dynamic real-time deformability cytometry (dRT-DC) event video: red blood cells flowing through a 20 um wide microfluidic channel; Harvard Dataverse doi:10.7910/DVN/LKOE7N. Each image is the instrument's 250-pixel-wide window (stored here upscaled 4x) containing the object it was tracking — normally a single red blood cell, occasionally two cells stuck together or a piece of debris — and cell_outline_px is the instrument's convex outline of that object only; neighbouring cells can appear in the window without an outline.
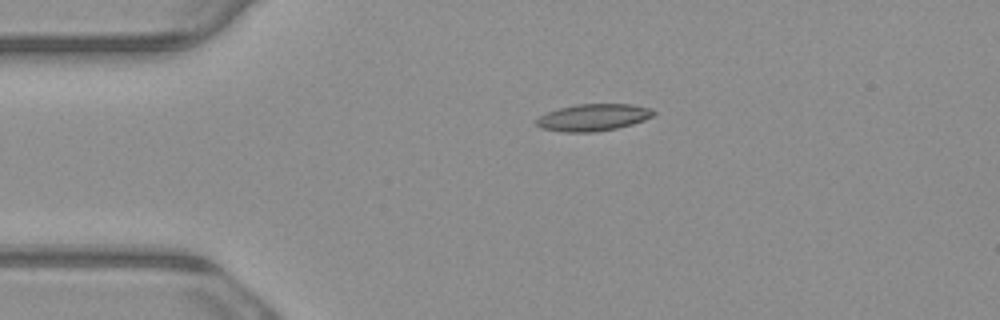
{"species": "common noctule bat (a hibernating species)", "species_latin": "Nyctalus noctula", "temperature_condition": "warm", "stored_images_in_passage": 2, "camera_frame_rate_fps": 3000, "um_per_image_px": 0.085, "animal": {"sex": "male", "body_mass_g": 23.1, "forearm_length_mm": 52.7}, "frame": {"image": 1, "passage_image": 1, "time_ms": 0.0, "image_size_px": [1000, 320], "cell_outline_px": [[656, 112], [652, 116], [644, 120], [632, 124], [616, 128], [596, 132], [564, 132], [540, 128], [536, 124], [536, 120], [540, 116], [548, 112], [560, 108], [576, 104], [632, 104], [652, 108]], "centroid_in_image_um": [50.44, 9.98], "position_along_channel_um": 34.6, "area_um2": 18.38}}